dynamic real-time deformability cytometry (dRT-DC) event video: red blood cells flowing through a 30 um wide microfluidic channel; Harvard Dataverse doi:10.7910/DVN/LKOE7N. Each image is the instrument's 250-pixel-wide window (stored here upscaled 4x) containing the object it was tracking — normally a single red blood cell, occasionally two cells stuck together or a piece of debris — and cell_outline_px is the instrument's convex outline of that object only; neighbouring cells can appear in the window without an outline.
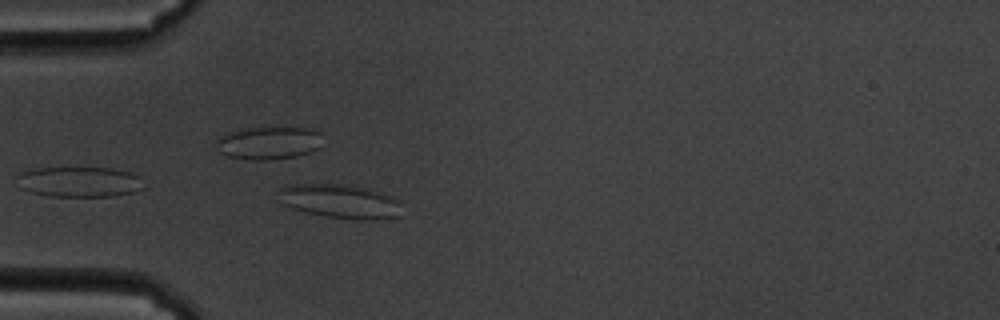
{"species": "common noctule bat (a hibernating species)", "species_latin": "Nyctalus noctula", "temperature_condition": "cold", "stored_images_in_passage": 41, "camera_frame_rate_fps": 3000, "um_per_image_px": 0.085, "animal": {"sex": "male", "body_mass_g": 19.5, "forearm_length_mm": 54.6}, "frame": {"image": 1, "passage_image": 3, "time_ms": 0.667, "image_size_px": [1000, 320], "cell_outline_px": [[400, 216], [368, 220], [352, 220], [324, 216], [304, 212], [292, 208], [284, 204], [280, 192], [280, 188], [284, 184], [344, 184], [364, 188], [396, 196]], "centroid_in_image_um": [28.91, 17.11], "position_along_channel_um": 56.1, "area_um2": 24.33}}
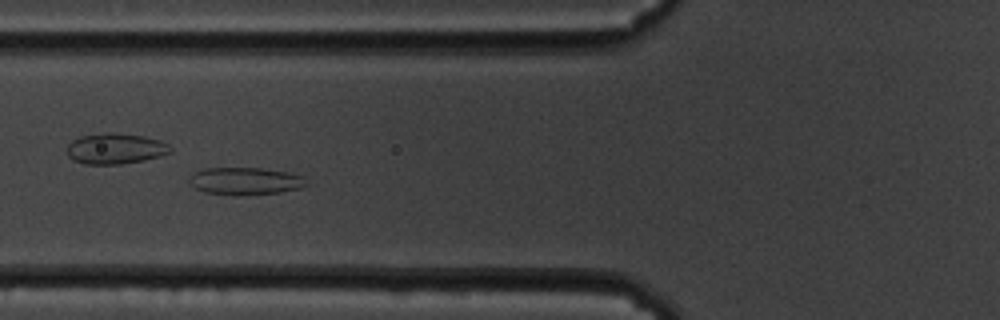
{"frame": {"image": 2, "passage_image": 8, "time_ms": 2.333, "image_size_px": [1000, 320], "cell_outline_px": [[308, 184], [300, 188], [280, 192], [236, 196], [204, 192], [188, 184], [188, 180], [192, 172], [204, 168], [260, 168], [288, 172], [304, 176]], "centroid_in_image_um": [20.81, 15.39], "position_along_channel_um": 105.0, "area_um2": 18.96}}
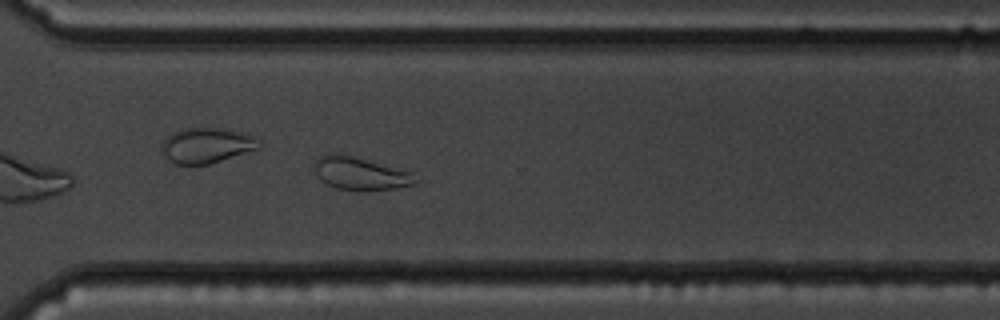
{"frame": {"image": 3, "passage_image": 29, "time_ms": 9.333, "image_size_px": [1000, 320], "cell_outline_px": [[420, 180], [416, 184], [396, 188], [336, 188], [320, 180], [316, 172], [316, 160], [320, 156], [352, 156], [412, 172]], "centroid_in_image_um": [30.72, 14.75], "position_along_channel_um": 339.9, "area_um2": 18.09}, "authors_computed_cell_mechanics": {"area_um2": 18.0914, "velocity_mm_per_s": 3.3532, "shape_relaxation_time_tau1_ms": null, "shape_relaxation_time_tau2_ms": 1.9988, "deformation_change_tau1": null, "deformation_change_tau2": 0.0736}}